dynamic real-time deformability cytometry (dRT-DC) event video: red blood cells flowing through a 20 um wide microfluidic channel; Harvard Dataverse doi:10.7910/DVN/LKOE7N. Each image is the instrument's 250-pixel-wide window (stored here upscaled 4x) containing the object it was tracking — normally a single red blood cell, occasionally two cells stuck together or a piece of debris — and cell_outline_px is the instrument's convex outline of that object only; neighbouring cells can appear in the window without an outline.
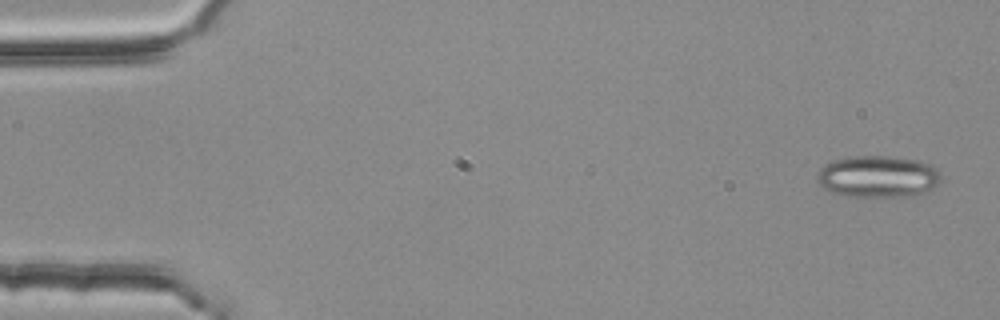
{"species": "common noctule bat (a hibernating species)", "species_latin": "Nyctalus noctula", "temperature_condition": "room temperature", "stored_images_in_passage": 4, "camera_frame_rate_fps": 3000, "um_per_image_px": 0.085, "animal": {"sex": "female", "body_mass_g": 25.1}, "frame": {"image": 1, "passage_image": 1, "time_ms": 0.0, "image_size_px": [1000, 320], "cell_outline_px": [[940, 184], [924, 192], [912, 196], [844, 196], [832, 192], [824, 188], [816, 180], [816, 176], [820, 168], [824, 164], [832, 160], [848, 156], [888, 156], [916, 160], [928, 164], [936, 168], [940, 176]], "centroid_in_image_um": [74.58, 15.0], "position_along_channel_um": 10.4, "area_um2": 30.23}}